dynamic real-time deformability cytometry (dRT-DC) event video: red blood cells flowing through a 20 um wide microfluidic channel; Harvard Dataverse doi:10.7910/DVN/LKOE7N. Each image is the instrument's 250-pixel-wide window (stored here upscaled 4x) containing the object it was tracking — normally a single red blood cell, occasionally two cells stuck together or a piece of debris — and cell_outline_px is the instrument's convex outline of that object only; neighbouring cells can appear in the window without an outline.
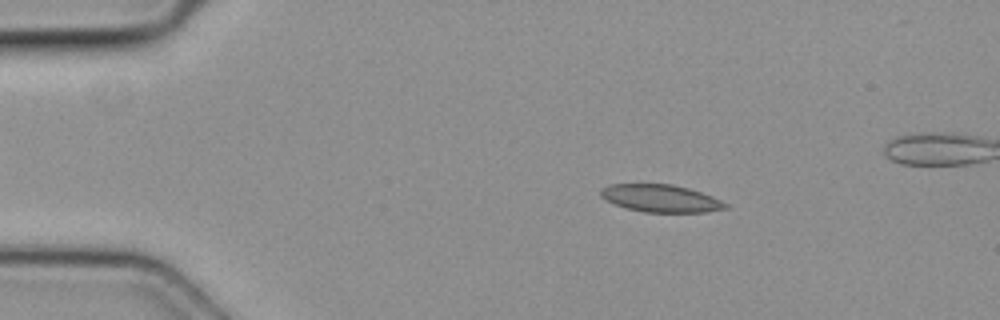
{"species": "common noctule bat (a hibernating species)", "species_latin": "Nyctalus noctula", "temperature_condition": "cold", "stored_images_in_passage": 5, "camera_frame_rate_fps": 3000, "um_per_image_px": 0.085, "animal": {"sex": "female", "body_mass_g": 19.3, "forearm_length_mm": 54.1}, "frame": {"image": 1, "passage_image": 2, "time_ms": 0.333, "image_size_px": [1000, 320], "cell_outline_px": [[728, 208], [704, 212], [644, 212], [624, 208], [604, 200], [600, 196], [600, 188], [612, 184], [672, 184], [688, 188], [712, 196], [728, 204]], "centroid_in_image_um": [56.12, 16.86], "position_along_channel_um": 28.9, "area_um2": 20.06}}